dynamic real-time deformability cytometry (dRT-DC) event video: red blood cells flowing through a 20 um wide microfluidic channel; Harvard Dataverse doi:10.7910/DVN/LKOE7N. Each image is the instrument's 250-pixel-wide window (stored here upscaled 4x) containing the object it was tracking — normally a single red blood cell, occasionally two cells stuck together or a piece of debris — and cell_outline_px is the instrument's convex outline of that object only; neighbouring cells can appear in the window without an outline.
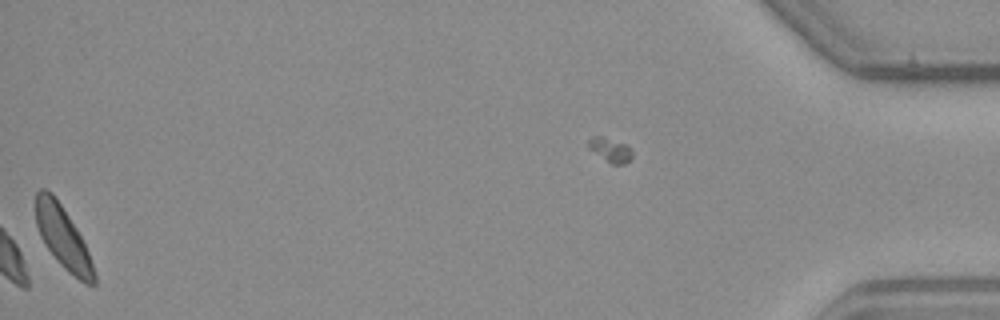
{"species": "common noctule bat (a hibernating species)", "species_latin": "Nyctalus noctula", "temperature_condition": "warm", "stored_images_in_passage": 35, "camera_frame_rate_fps": 3000, "um_per_image_px": 0.085, "animal": {"sex": "male", "body_mass_g": 23.1, "forearm_length_mm": 52.7}, "frame": {"image": 1, "passage_image": 35, "time_ms": 11.333, "image_size_px": [1000, 320], "cell_outline_px": [[96, 284], [84, 284], [68, 272], [56, 260], [44, 244], [40, 236], [36, 224], [36, 192], [40, 188], [44, 188], [52, 192], [76, 228], [88, 252], [96, 276]], "centroid_in_image_um": [5.33, 20.2], "position_along_channel_um": 429.9, "area_um2": 20.87}}